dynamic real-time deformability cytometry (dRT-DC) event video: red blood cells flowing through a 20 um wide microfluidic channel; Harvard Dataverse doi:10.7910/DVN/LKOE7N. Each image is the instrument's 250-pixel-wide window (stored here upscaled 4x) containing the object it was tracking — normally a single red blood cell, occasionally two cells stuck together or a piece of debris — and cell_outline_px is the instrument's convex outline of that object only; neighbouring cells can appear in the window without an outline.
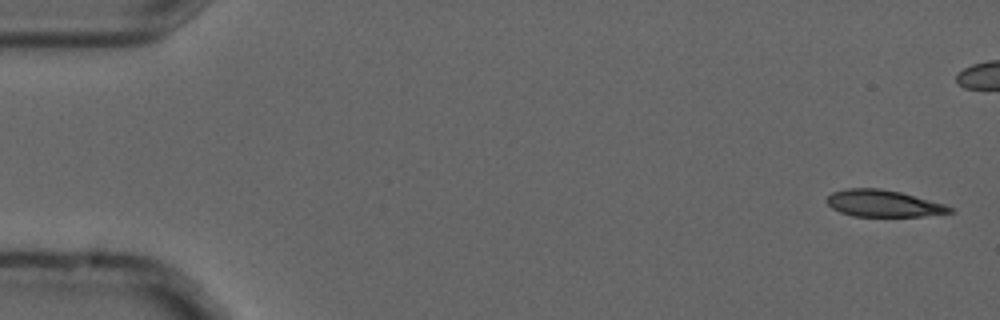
{"species": "common noctule bat (a hibernating species)", "species_latin": "Nyctalus noctula", "temperature_condition": "cold", "stored_images_in_passage": 4, "segment_of_instrument_passage": [2, 2], "camera_frame_rate_fps": 3000, "um_per_image_px": 0.085, "animal": {"sex": "male", "forearm_length_mm": 52.5}, "frame": {"image": 1, "passage_image": 4, "time_ms": 1.0, "image_size_px": [1000, 320], "cell_outline_px": [[956, 212], [924, 216], [852, 216], [840, 212], [832, 208], [824, 200], [832, 192], [848, 188], [880, 188], [900, 192], [944, 204], [956, 208]], "centroid_in_image_um": [75.1, 17.29], "position_along_channel_um": 9.9, "area_um2": 19.31}}